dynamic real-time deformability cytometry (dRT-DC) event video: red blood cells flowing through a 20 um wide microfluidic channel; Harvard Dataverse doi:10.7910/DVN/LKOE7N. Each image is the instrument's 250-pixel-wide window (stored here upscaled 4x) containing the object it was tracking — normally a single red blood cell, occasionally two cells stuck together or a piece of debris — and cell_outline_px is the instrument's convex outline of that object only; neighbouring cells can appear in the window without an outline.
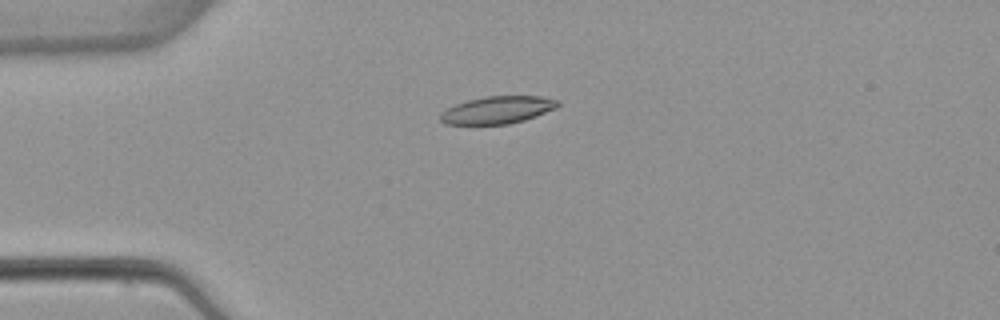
{"species": "common noctule bat (a hibernating species)", "species_latin": "Nyctalus noctula", "temperature_condition": "warm", "stored_images_in_passage": 5, "camera_frame_rate_fps": 3000, "um_per_image_px": 0.085, "animal": {"sex": "female", "body_mass_g": 22.7, "forearm_length_mm": 54.2}, "frame": {"image": 1, "passage_image": 1, "time_ms": 0.0, "image_size_px": [1000, 320], "cell_outline_px": [[560, 104], [556, 108], [536, 116], [524, 120], [508, 124], [444, 124], [440, 120], [440, 112], [456, 104], [468, 100], [488, 96], [540, 96], [560, 100]], "centroid_in_image_um": [42.3, 9.34], "position_along_channel_um": 42.7, "area_um2": 18.73}}
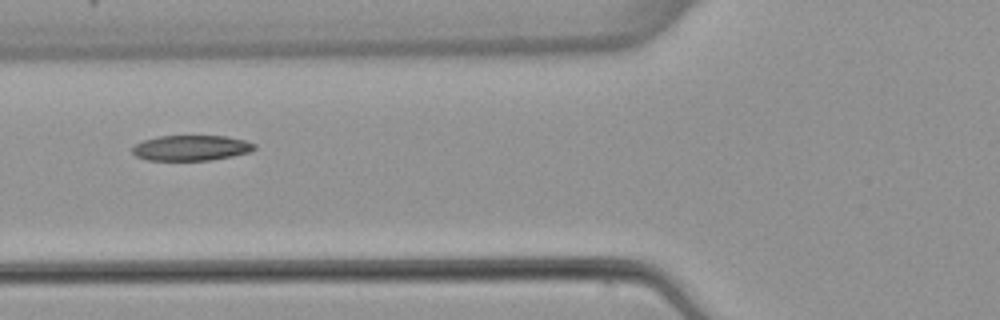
{"frame": {"image": 2, "passage_image": 3, "time_ms": 2.333, "image_size_px": [1000, 320], "cell_outline_px": [[256, 148], [248, 152], [232, 156], [212, 160], [148, 160], [136, 156], [132, 152], [132, 148], [136, 144], [144, 140], [160, 136], [228, 136], [244, 140], [256, 144]], "centroid_in_image_um": [16.26, 12.57], "position_along_channel_um": 109.5, "area_um2": 17.98}}
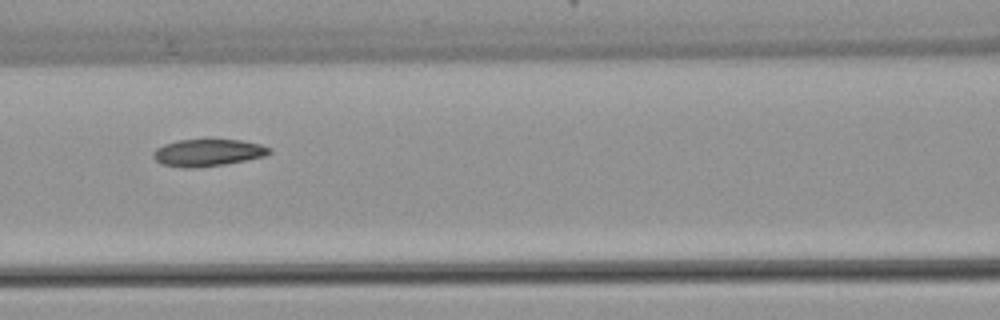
{"frame": {"image": 3, "passage_image": 4, "time_ms": 3.333, "image_size_px": [1000, 320], "cell_outline_px": [[272, 152], [264, 156], [224, 164], [196, 168], [184, 168], [160, 164], [152, 156], [152, 152], [156, 148], [164, 144], [176, 140], [240, 140], [260, 144], [272, 148]], "centroid_in_image_um": [17.63, 12.98], "position_along_channel_um": 149.0, "area_um2": 18.32}}